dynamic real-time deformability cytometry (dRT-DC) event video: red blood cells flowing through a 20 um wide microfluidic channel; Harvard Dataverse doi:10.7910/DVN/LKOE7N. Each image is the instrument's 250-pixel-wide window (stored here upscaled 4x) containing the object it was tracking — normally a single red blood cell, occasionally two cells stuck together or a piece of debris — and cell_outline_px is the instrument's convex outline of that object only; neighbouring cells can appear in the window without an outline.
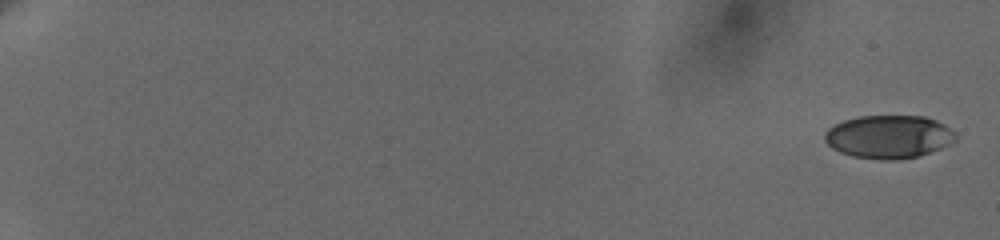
{"species": "human", "species_latin": "Homo sapiens", "temperature_condition": "cold", "stored_images_in_passage": 18, "camera_frame_rate_fps": 3000, "um_per_image_px": 0.085, "donor": {"sex": "female"}, "frame": {"image": 1, "passage_image": 1, "time_ms": 0.0, "image_size_px": [1000, 240], "cell_outline_px": [[956, 140], [940, 148], [920, 156], [896, 160], [880, 160], [852, 156], [840, 152], [832, 148], [824, 140], [824, 136], [828, 128], [844, 120], [860, 116], [924, 116], [936, 120], [948, 128], [956, 136]], "centroid_in_image_um": [75.52, 11.63], "position_along_channel_um": 9.5, "area_um2": 32.77}}
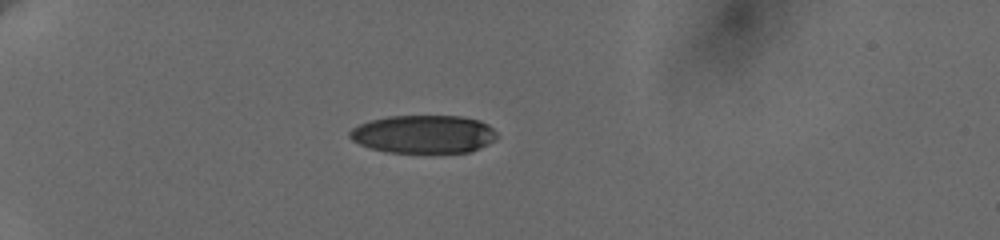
{"frame": {"image": 2, "passage_image": 16, "time_ms": 6.0, "image_size_px": [1000, 240], "cell_outline_px": [[496, 136], [492, 140], [480, 148], [468, 152], [388, 152], [372, 148], [360, 144], [352, 140], [348, 136], [348, 132], [352, 128], [360, 124], [372, 120], [388, 116], [460, 116], [480, 120], [488, 124], [496, 132]], "centroid_in_image_um": [35.99, 11.39], "position_along_channel_um": 49.0, "area_um2": 32.43}}